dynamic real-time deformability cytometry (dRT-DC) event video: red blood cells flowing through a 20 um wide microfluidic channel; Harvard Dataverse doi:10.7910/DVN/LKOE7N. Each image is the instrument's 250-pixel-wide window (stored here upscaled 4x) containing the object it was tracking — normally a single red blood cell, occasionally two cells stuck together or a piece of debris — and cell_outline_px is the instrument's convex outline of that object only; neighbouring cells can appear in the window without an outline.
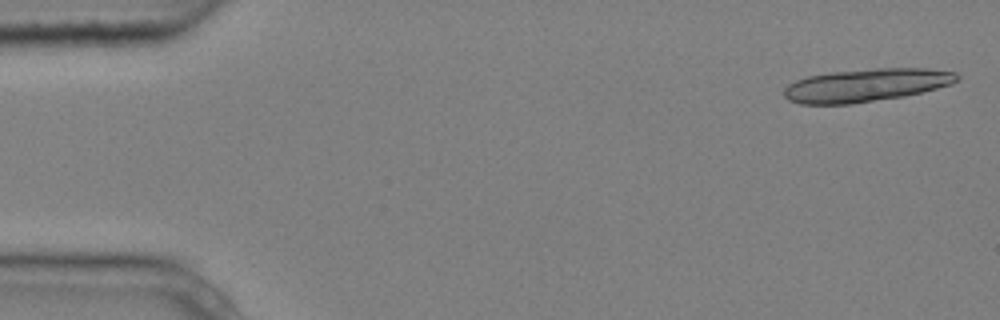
{"species": "common noctule bat (a hibernating species)", "species_latin": "Nyctalus noctula", "temperature_condition": "cold", "stored_images_in_passage": 6, "segment_of_instrument_passage": [1, 2], "camera_frame_rate_fps": 3000, "um_per_image_px": 0.085, "animal": {"sex": "male", "body_mass_g": 20.4}, "frame": {"image": 1, "passage_image": 1, "time_ms": 0.0, "image_size_px": [1000, 320], "cell_outline_px": [[960, 80], [952, 84], [904, 96], [852, 104], [800, 104], [788, 100], [784, 96], [784, 88], [788, 84], [796, 80], [808, 76], [832, 72], [876, 68], [924, 68], [956, 72], [960, 76]], "centroid_in_image_um": [73.62, 7.24], "position_along_channel_um": 11.4, "area_um2": 33.29}}